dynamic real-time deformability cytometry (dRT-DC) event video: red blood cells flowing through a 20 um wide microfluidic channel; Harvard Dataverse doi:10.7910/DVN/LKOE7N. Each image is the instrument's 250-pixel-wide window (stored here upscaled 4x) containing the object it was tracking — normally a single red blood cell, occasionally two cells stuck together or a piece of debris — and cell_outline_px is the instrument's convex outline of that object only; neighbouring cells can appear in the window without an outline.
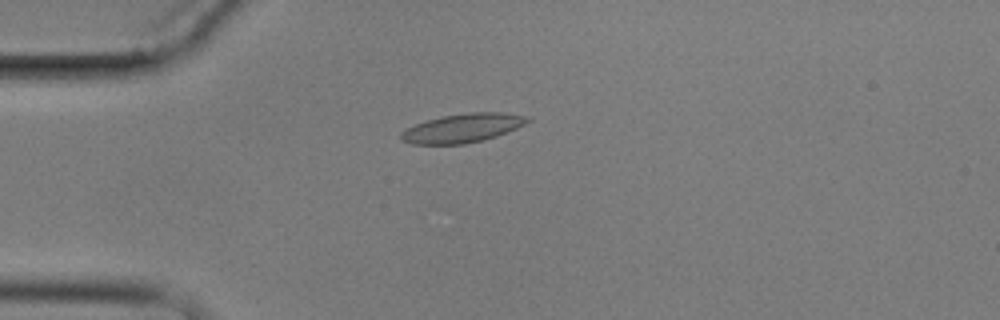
{"species": "common noctule bat (a hibernating species)", "species_latin": "Nyctalus noctula", "temperature_condition": "cold", "stored_images_in_passage": 9, "camera_frame_rate_fps": 3000, "um_per_image_px": 0.085, "animal": {"sex": "male", "body_mass_g": 17.9}, "frame": {"image": 1, "passage_image": 4, "time_ms": 3.667, "image_size_px": [1000, 320], "cell_outline_px": [[532, 120], [516, 128], [496, 136], [484, 140], [464, 144], [412, 144], [400, 140], [400, 132], [404, 128], [428, 120], [444, 116], [472, 112], [500, 112], [524, 116]], "centroid_in_image_um": [39.27, 10.9], "position_along_channel_um": 45.7, "area_um2": 21.1}}
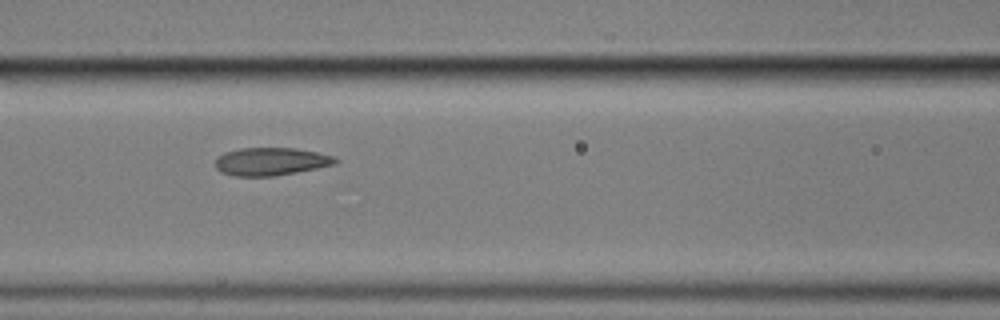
{"frame": {"image": 2, "passage_image": 7, "time_ms": 7.0, "image_size_px": [1000, 320], "cell_outline_px": [[340, 160], [336, 164], [276, 176], [236, 176], [220, 172], [216, 168], [216, 160], [224, 152], [240, 148], [296, 148], [336, 156]], "centroid_in_image_um": [23.06, 13.72], "position_along_channel_um": 143.5, "area_um2": 19.54}}
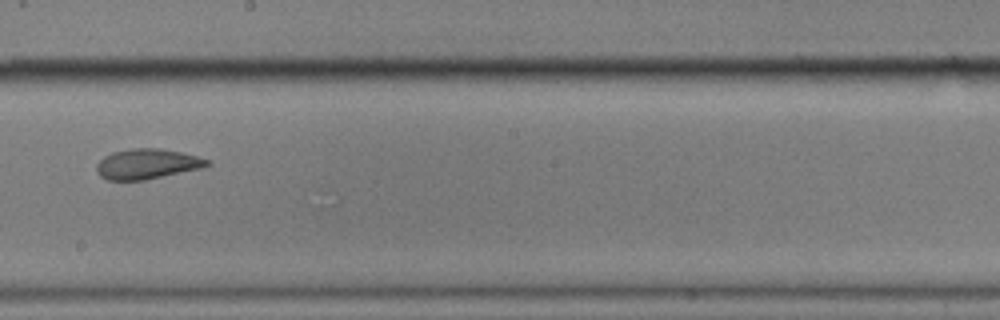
{"frame": {"image": 3, "passage_image": 9, "time_ms": 9.667, "image_size_px": [1000, 320], "cell_outline_px": [[212, 164], [204, 168], [144, 180], [108, 180], [100, 176], [96, 172], [96, 164], [104, 156], [112, 152], [132, 148], [160, 148], [180, 152], [196, 156], [208, 160]], "centroid_in_image_um": [12.5, 13.94], "position_along_channel_um": 235.7, "area_um2": 19.54}}